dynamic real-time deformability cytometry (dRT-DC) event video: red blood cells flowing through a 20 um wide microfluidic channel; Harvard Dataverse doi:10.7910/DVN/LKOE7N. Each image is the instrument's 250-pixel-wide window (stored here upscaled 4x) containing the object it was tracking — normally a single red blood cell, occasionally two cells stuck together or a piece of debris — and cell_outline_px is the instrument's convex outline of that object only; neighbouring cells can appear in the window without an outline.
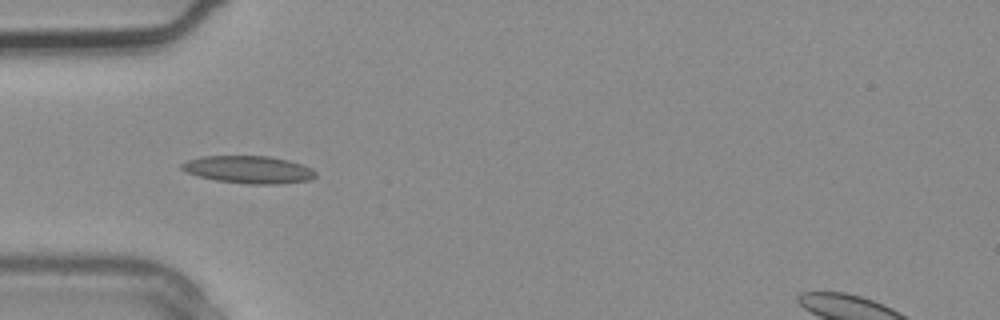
{"species": "common noctule bat (a hibernating species)", "species_latin": "Nyctalus noctula", "temperature_condition": "warm", "stored_images_in_passage": 3, "camera_frame_rate_fps": 3000, "um_per_image_px": 0.085, "animal": {"sex": "male", "body_mass_g": 20.4}, "frame": {"image": 1, "passage_image": 3, "time_ms": 0.667, "image_size_px": [1000, 320], "cell_outline_px": [[316, 176], [308, 180], [280, 184], [252, 184], [216, 180], [200, 176], [188, 172], [180, 168], [180, 164], [184, 160], [200, 156], [268, 156], [288, 160], [312, 168], [316, 172]], "centroid_in_image_um": [21.11, 14.4], "position_along_channel_um": 63.9, "area_um2": 21.39}}